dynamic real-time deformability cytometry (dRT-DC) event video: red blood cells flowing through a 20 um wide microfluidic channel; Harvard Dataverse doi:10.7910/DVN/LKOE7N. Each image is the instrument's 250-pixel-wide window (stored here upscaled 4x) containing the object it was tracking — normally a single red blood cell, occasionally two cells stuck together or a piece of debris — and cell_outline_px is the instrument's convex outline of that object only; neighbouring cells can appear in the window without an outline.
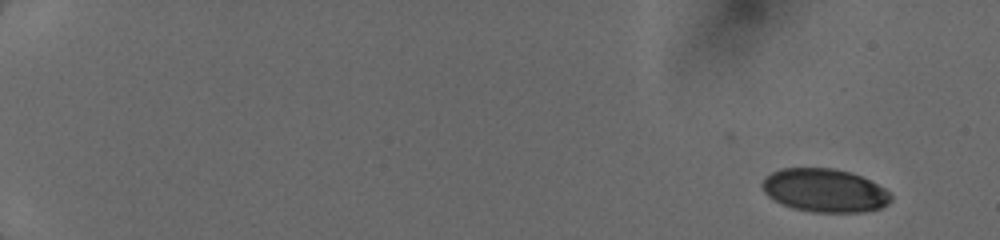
{"species": "human", "species_latin": "Homo sapiens", "temperature_condition": "cold", "stored_images_in_passage": 7, "camera_frame_rate_fps": 3000, "um_per_image_px": 0.085, "donor": {"sex": "female"}, "frame": {"image": 1, "passage_image": 1, "time_ms": 0.0, "image_size_px": [1000, 240], "cell_outline_px": [[892, 200], [888, 204], [880, 208], [864, 212], [812, 212], [792, 208], [768, 196], [764, 192], [760, 184], [772, 172], [780, 168], [832, 168], [852, 172], [884, 188], [892, 196]], "centroid_in_image_um": [70.1, 16.19], "position_along_channel_um": 14.9, "area_um2": 32.43}}
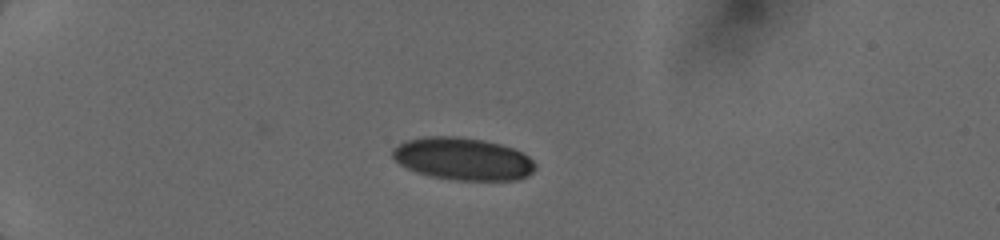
{"frame": {"image": 2, "passage_image": 5, "time_ms": 4.0, "image_size_px": [1000, 240], "cell_outline_px": [[536, 168], [528, 176], [516, 180], [456, 180], [432, 176], [416, 172], [400, 164], [392, 156], [392, 148], [408, 140], [424, 136], [456, 136], [484, 140], [500, 144], [512, 148], [528, 156], [536, 164]], "centroid_in_image_um": [39.35, 13.5], "position_along_channel_um": 45.6, "area_um2": 35.2}}
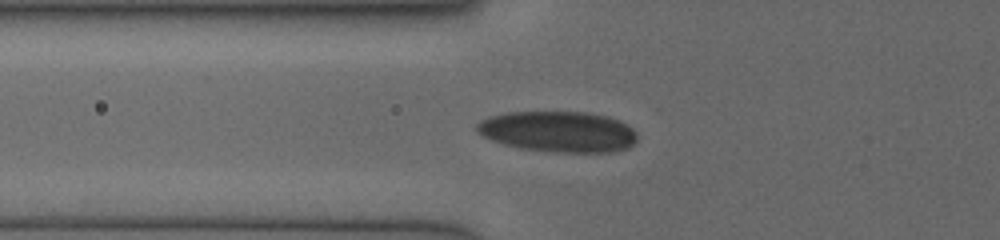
{"frame": {"image": 3, "passage_image": 7, "time_ms": 6.0, "image_size_px": [1000, 240], "cell_outline_px": [[636, 140], [628, 148], [616, 152], [552, 152], [520, 148], [504, 144], [480, 136], [476, 132], [476, 124], [480, 120], [488, 116], [504, 112], [588, 112], [608, 116], [620, 120], [628, 124], [636, 132]], "centroid_in_image_um": [47.44, 11.18], "position_along_channel_um": 78.4, "area_um2": 38.67}}